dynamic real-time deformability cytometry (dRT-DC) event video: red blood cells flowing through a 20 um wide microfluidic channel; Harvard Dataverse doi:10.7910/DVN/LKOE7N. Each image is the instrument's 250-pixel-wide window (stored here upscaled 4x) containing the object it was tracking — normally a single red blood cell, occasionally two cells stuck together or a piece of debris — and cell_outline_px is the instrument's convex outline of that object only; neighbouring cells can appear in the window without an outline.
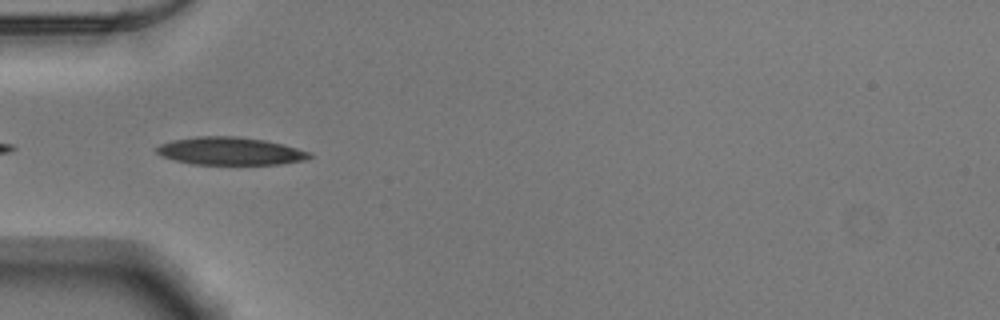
{"species": "Egyptian fruit bat (a non-hibernating species)", "species_latin": "Rousettus aegyptiacus", "temperature_condition": "warm", "stored_images_in_passage": 4, "camera_frame_rate_fps": 3000, "um_per_image_px": 0.085, "animal": {"sex": "male"}, "frame": {"image": 1, "passage_image": 2, "time_ms": 0.333, "image_size_px": [1000, 320], "cell_outline_px": [[312, 156], [304, 160], [280, 164], [192, 164], [160, 156], [156, 152], [156, 148], [160, 144], [172, 140], [196, 136], [236, 136], [264, 140], [312, 152]], "centroid_in_image_um": [19.54, 12.84], "position_along_channel_um": 65.5, "area_um2": 24.62}}